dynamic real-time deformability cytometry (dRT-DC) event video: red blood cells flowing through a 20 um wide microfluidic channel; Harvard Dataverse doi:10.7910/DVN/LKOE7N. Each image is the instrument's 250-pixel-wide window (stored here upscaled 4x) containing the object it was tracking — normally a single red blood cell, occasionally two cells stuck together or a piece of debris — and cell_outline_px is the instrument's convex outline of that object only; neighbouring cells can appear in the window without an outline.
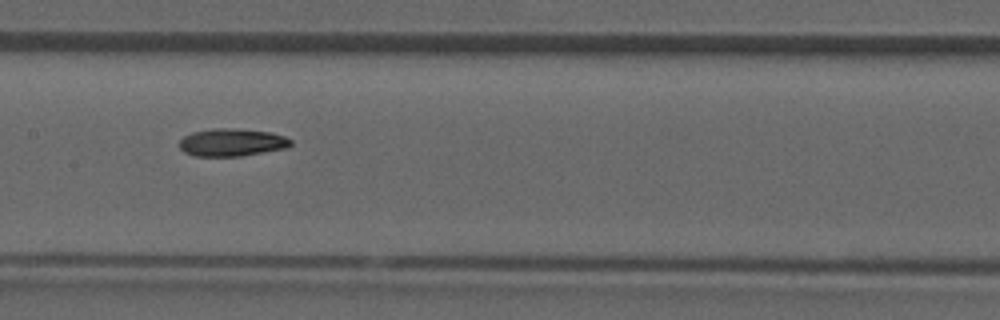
{"species": "common noctule bat (a hibernating species)", "species_latin": "Nyctalus noctula", "temperature_condition": "room temperature", "stored_images_in_passage": 42, "camera_frame_rate_fps": 3000, "um_per_image_px": 0.085, "animal": {"sex": "male", "forearm_length_mm": 52.5}, "frame": {"image": 1, "passage_image": 19, "time_ms": 6.0, "image_size_px": [1000, 320], "cell_outline_px": [[292, 144], [288, 148], [240, 156], [192, 156], [184, 152], [180, 148], [180, 140], [184, 136], [192, 132], [212, 128], [232, 128], [268, 132], [284, 136], [292, 140]], "centroid_in_image_um": [19.7, 12.11], "position_along_channel_um": 187.7, "area_um2": 17.98}}